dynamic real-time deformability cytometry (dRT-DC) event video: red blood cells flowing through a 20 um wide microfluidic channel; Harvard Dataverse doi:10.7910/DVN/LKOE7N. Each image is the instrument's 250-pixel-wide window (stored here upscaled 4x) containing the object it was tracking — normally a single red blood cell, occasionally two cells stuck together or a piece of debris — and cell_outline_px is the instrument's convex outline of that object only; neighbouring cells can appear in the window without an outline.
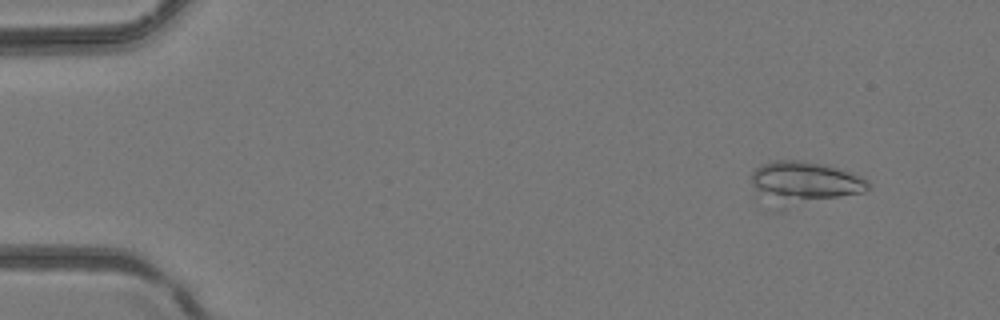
{"species": "common noctule bat (a hibernating species)", "species_latin": "Nyctalus noctula", "temperature_condition": "room temperature", "stored_images_in_passage": 46, "camera_frame_rate_fps": 3000, "um_per_image_px": 0.085, "animal": {"sex": "female", "body_mass_g": 24.6, "forearm_length_mm": 56.2}, "frame": {"image": 1, "passage_image": 4, "time_ms": 1.0, "image_size_px": [1000, 320], "cell_outline_px": [[868, 188], [864, 192], [784, 208], [780, 208], [756, 204], [748, 176], [760, 164], [772, 160], [796, 160], [824, 164], [860, 176], [868, 180]], "centroid_in_image_um": [68.13, 15.57], "position_along_channel_um": 16.9, "area_um2": 30.0}}
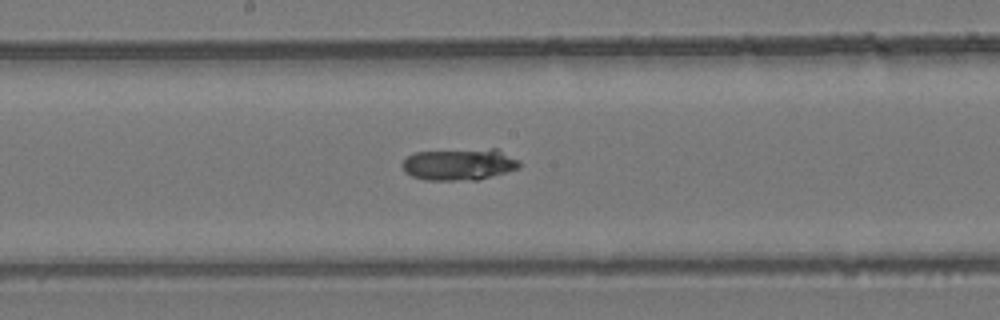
{"frame": {"image": 2, "passage_image": 25, "time_ms": 8.0, "image_size_px": [1000, 320], "cell_outline_px": [[520, 168], [476, 180], [424, 180], [412, 176], [404, 172], [400, 164], [408, 156], [416, 152], [492, 148], [496, 148], [520, 160]], "centroid_in_image_um": [39.03, 13.97], "position_along_channel_um": 209.2, "area_um2": 21.79}}
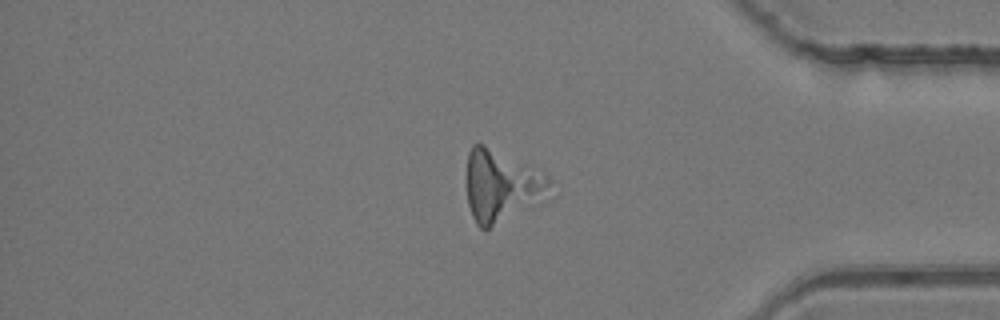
{"frame": {"image": 3, "passage_image": 39, "time_ms": 12.667, "image_size_px": [1000, 320], "cell_outline_px": [[552, 180], [548, 188], [484, 232], [476, 224], [472, 216], [468, 204], [468, 152], [472, 144], [484, 144], [544, 172]], "centroid_in_image_um": [42.49, 15.71], "position_along_channel_um": 392.7, "area_um2": 32.6}}